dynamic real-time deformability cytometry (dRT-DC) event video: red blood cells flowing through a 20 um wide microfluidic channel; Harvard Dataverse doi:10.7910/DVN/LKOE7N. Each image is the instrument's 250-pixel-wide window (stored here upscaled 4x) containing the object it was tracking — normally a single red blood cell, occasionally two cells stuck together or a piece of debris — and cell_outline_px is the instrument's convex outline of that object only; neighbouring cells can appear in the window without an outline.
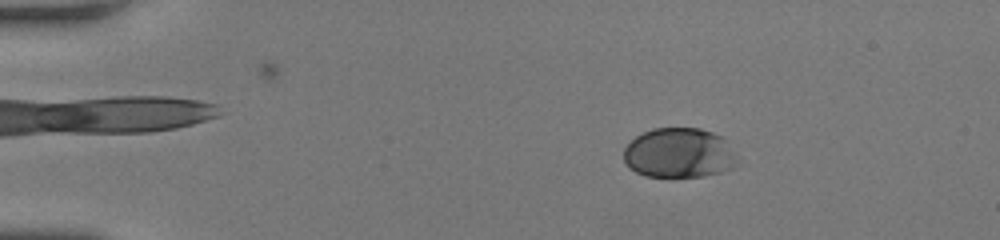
{"species": "human", "species_latin": "Homo sapiens", "temperature_condition": "room temperature", "stored_images_in_passage": 51, "camera_frame_rate_fps": 3000, "um_per_image_px": 0.085, "donor": {"sex": "female"}, "frame": {"image": 1, "passage_image": 10, "time_ms": 3.0, "image_size_px": [1000, 240], "cell_outline_px": [[732, 168], [720, 172], [704, 176], [672, 180], [644, 176], [628, 168], [624, 160], [624, 148], [636, 136], [652, 128], [700, 128], [712, 132], [720, 136], [724, 140], [732, 152]], "centroid_in_image_um": [57.61, 13.05], "position_along_channel_um": 27.4, "area_um2": 33.23}}
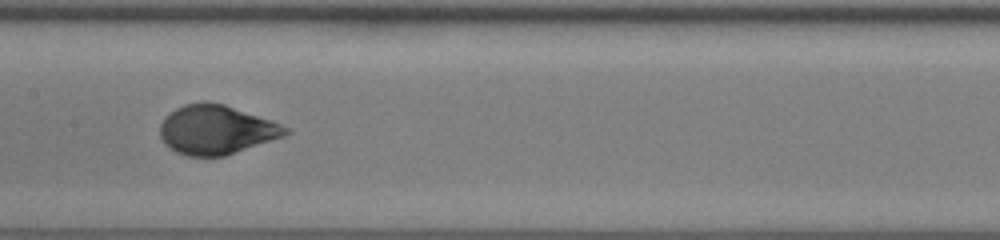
{"frame": {"image": 2, "passage_image": 28, "time_ms": 9.0, "image_size_px": [1000, 240], "cell_outline_px": [[292, 132], [284, 136], [224, 156], [188, 156], [176, 152], [168, 148], [164, 144], [160, 136], [160, 124], [176, 108], [184, 104], [204, 100], [224, 104], [280, 124], [288, 128]], "centroid_in_image_um": [18.36, 11.03], "position_along_channel_um": 189.0, "area_um2": 35.72}}
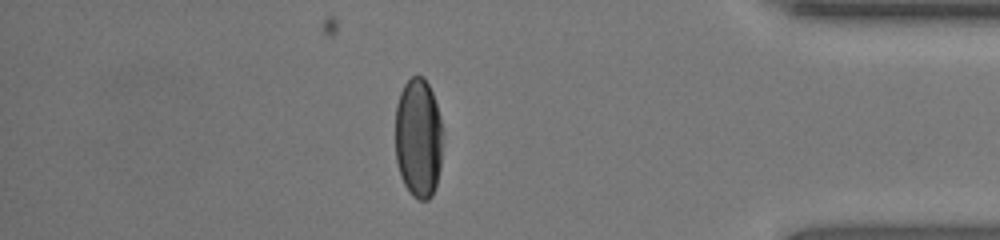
{"frame": {"image": 3, "passage_image": 45, "time_ms": 14.667, "image_size_px": [1000, 240], "cell_outline_px": [[440, 168], [436, 184], [432, 196], [428, 200], [420, 200], [412, 196], [404, 184], [400, 176], [396, 160], [396, 104], [400, 92], [404, 84], [412, 76], [424, 76], [432, 92], [440, 116]], "centroid_in_image_um": [35.53, 11.73], "position_along_channel_um": 399.7, "area_um2": 32.89}, "authors_computed_cell_mechanics": {"area_um2": 34.7378, "velocity_mm_per_s": 4.2154, "shape_relaxation_time_tau1_ms": 3.569, "shape_relaxation_time_tau2_ms": null, "deformation_change_tau1": 0.1836, "deformation_change_tau2": null}}